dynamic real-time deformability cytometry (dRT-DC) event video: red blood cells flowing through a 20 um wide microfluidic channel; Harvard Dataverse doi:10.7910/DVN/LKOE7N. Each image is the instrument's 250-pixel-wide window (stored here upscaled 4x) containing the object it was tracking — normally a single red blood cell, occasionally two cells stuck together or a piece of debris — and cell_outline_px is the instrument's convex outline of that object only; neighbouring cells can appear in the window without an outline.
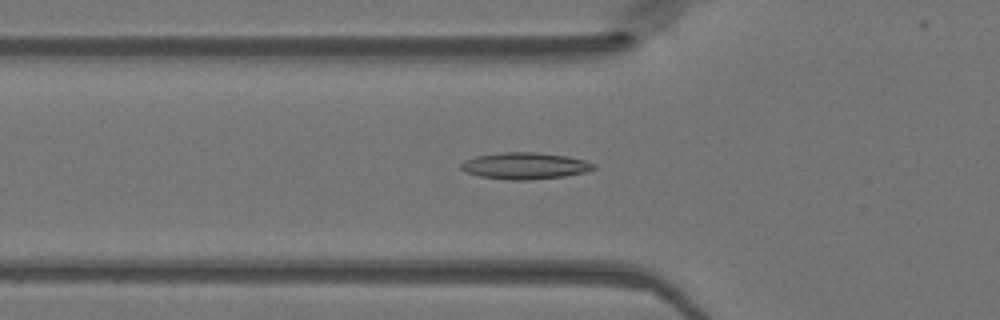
{"species": "Egyptian fruit bat (a non-hibernating species)", "species_latin": "Rousettus aegyptiacus", "temperature_condition": "warm", "stored_images_in_passage": 42, "camera_frame_rate_fps": 3000, "um_per_image_px": 0.085, "animal": {"sex": "female"}, "frame": {"image": 1, "passage_image": 11, "time_ms": 3.333, "image_size_px": [1000, 320], "cell_outline_px": [[596, 168], [588, 172], [564, 176], [528, 180], [504, 180], [480, 176], [464, 172], [460, 168], [460, 164], [464, 160], [476, 156], [504, 152], [536, 152], [568, 156], [584, 160], [596, 164]], "centroid_in_image_um": [44.62, 14.1], "position_along_channel_um": 81.2, "area_um2": 20.81}}
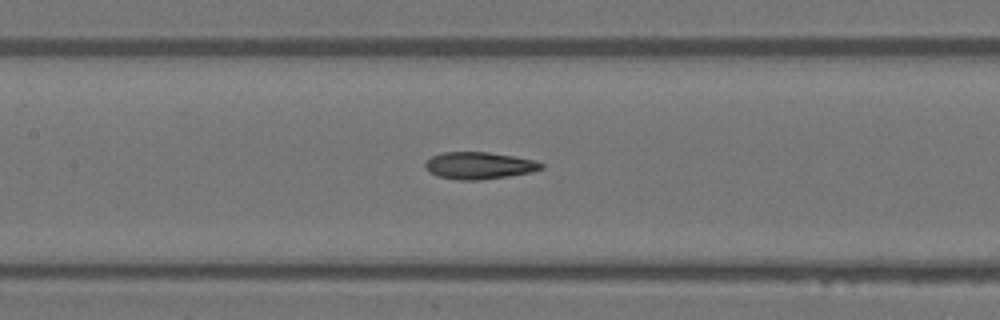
{"frame": {"image": 2, "passage_image": 17, "time_ms": 5.333, "image_size_px": [1000, 320], "cell_outline_px": [[544, 168], [532, 172], [508, 176], [480, 180], [460, 180], [436, 176], [428, 172], [424, 168], [424, 164], [432, 156], [444, 152], [488, 152], [536, 160], [544, 164]], "centroid_in_image_um": [40.72, 14.08], "position_along_channel_um": 166.7, "area_um2": 18.38}}
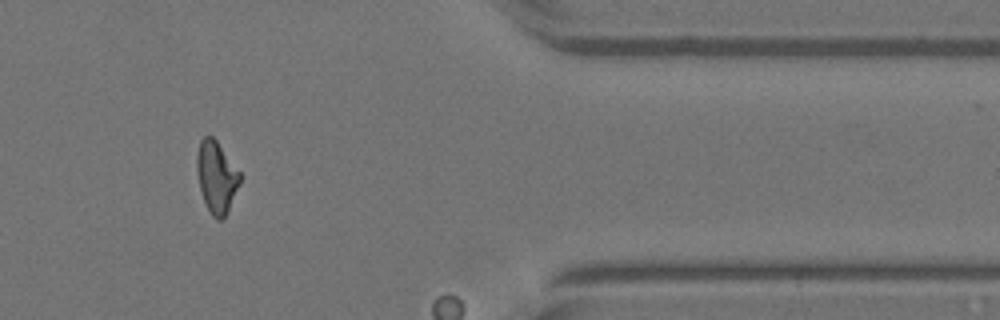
{"frame": {"image": 3, "passage_image": 35, "time_ms": 11.333, "image_size_px": [1000, 320], "cell_outline_px": [[240, 184], [228, 212], [220, 220], [216, 220], [212, 216], [204, 200], [200, 188], [196, 168], [196, 156], [200, 140], [204, 136], [212, 136], [216, 140], [240, 172]], "centroid_in_image_um": [18.4, 15.04], "position_along_channel_um": 393.0, "area_um2": 17.92}}